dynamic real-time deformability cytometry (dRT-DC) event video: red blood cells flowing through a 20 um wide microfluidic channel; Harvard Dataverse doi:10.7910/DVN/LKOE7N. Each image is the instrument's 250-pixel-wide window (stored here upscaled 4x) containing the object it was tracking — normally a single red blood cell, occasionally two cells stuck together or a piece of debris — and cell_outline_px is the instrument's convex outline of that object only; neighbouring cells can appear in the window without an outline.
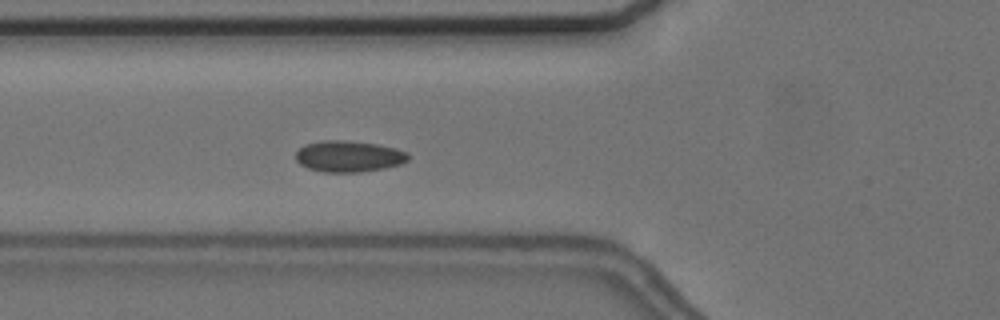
{"species": "common noctule bat (a hibernating species)", "species_latin": "Nyctalus noctula", "temperature_condition": "cold", "stored_images_in_passage": 38, "camera_frame_rate_fps": 3000, "um_per_image_px": 0.085, "animal": {"sex": "female", "body_mass_g": 24.6, "forearm_length_mm": 56.2}, "frame": {"image": 1, "passage_image": 3, "time_ms": 0.667, "image_size_px": [1000, 320], "cell_outline_px": [[408, 160], [400, 164], [384, 168], [360, 172], [324, 172], [308, 168], [300, 164], [296, 160], [296, 152], [304, 144], [324, 140], [344, 140], [376, 144], [396, 148], [408, 152]], "centroid_in_image_um": [29.63, 13.28], "position_along_channel_um": 96.2, "area_um2": 20.46}}
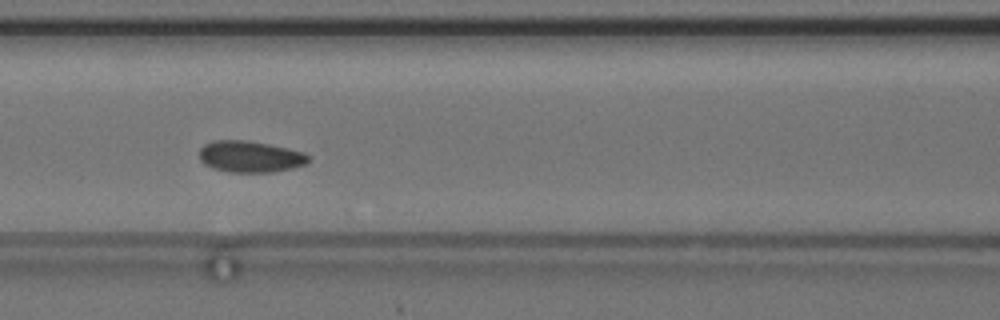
{"frame": {"image": 2, "passage_image": 7, "time_ms": 2.0, "image_size_px": [1000, 320], "cell_outline_px": [[308, 160], [304, 164], [292, 168], [272, 172], [228, 172], [212, 168], [204, 164], [200, 160], [200, 148], [204, 144], [212, 140], [248, 140], [288, 148], [304, 152], [308, 156]], "centroid_in_image_um": [21.22, 13.3], "position_along_channel_um": 145.4, "area_um2": 20.0}}
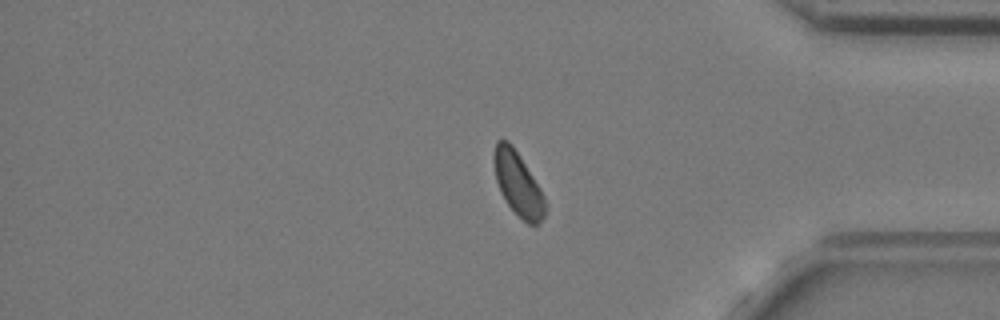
{"frame": {"image": 3, "passage_image": 29, "time_ms": 9.333, "image_size_px": [1000, 320], "cell_outline_px": [[544, 216], [540, 224], [528, 224], [508, 204], [500, 192], [496, 180], [492, 160], [492, 156], [496, 140], [508, 140], [512, 144], [540, 188], [544, 196]], "centroid_in_image_um": [43.99, 15.58], "position_along_channel_um": 391.2, "area_um2": 18.79}}